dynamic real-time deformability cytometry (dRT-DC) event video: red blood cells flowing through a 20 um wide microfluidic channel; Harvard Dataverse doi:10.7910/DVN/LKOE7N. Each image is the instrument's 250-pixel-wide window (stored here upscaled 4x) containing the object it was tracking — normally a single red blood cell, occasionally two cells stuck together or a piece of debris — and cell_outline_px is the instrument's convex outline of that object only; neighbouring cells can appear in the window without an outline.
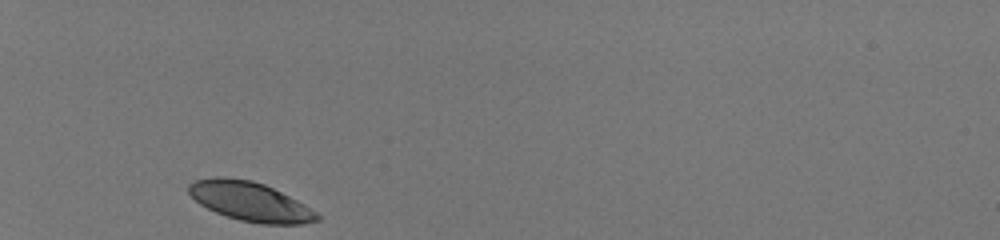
{"species": "human", "species_latin": "Homo sapiens", "temperature_condition": "room temperature", "stored_images_in_passage": 29, "camera_frame_rate_fps": 3000, "um_per_image_px": 0.085, "donor": {"sex": "male"}, "frame": {"image": 1, "passage_image": 1, "time_ms": 0.0, "image_size_px": [1000, 240], "cell_outline_px": [[320, 220], [300, 224], [260, 224], [240, 220], [216, 212], [200, 204], [188, 192], [188, 184], [196, 180], [212, 176], [224, 176], [252, 180], [264, 184], [304, 204], [316, 212], [320, 216]], "centroid_in_image_um": [21.24, 17.11], "position_along_channel_um": 63.8, "area_um2": 29.13}}
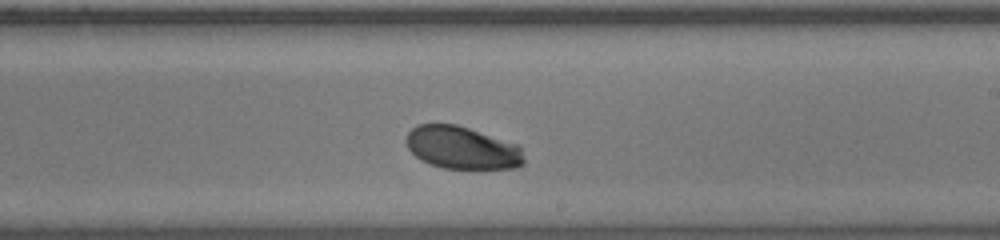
{"frame": {"image": 2, "passage_image": 17, "time_ms": 5.333, "image_size_px": [1000, 240], "cell_outline_px": [[524, 164], [516, 168], [444, 168], [428, 164], [420, 160], [408, 148], [404, 140], [408, 132], [416, 124], [456, 124], [520, 144], [524, 160]], "centroid_in_image_um": [39.27, 12.55], "position_along_channel_um": 249.7, "area_um2": 29.54}}
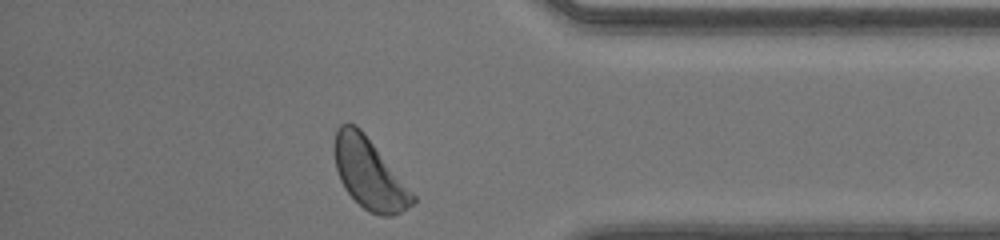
{"frame": {"image": 3, "passage_image": 29, "time_ms": 9.333, "image_size_px": [1000, 240], "cell_outline_px": [[416, 200], [412, 204], [400, 212], [392, 216], [380, 216], [368, 212], [344, 188], [340, 180], [336, 168], [332, 144], [336, 128], [340, 124], [356, 124], [360, 128], [416, 196]], "centroid_in_image_um": [31.35, 14.75], "position_along_channel_um": 403.9, "area_um2": 31.96}, "authors_computed_cell_mechanics": {"area_um2": 30.2294, "velocity_mm_per_s": 4.0616, "shape_relaxation_time_tau1_ms": 0.9642, "shape_relaxation_time_tau2_ms": null, "deformation_change_tau1": 0.0873, "deformation_change_tau2": null}}